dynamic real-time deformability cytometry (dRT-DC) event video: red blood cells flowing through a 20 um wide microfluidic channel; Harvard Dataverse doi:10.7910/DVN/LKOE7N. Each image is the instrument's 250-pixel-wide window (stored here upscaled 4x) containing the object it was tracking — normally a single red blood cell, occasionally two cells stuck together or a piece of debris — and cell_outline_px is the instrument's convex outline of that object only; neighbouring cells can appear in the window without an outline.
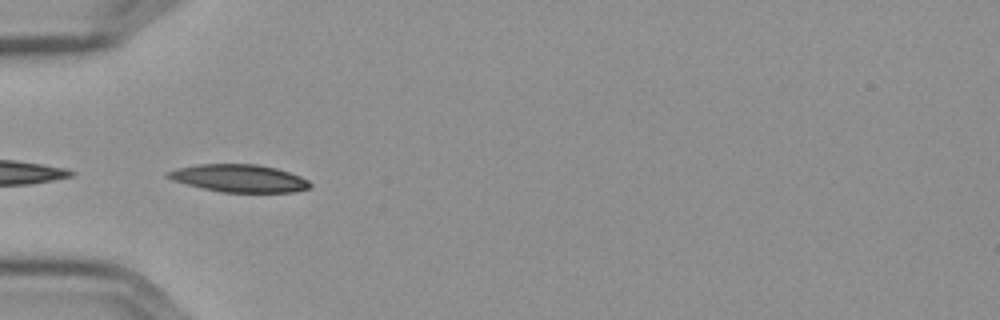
{"species": "Egyptian fruit bat (a non-hibernating species)", "species_latin": "Rousettus aegyptiacus", "temperature_condition": "cold", "stored_images_in_passage": 34, "camera_frame_rate_fps": 3000, "um_per_image_px": 0.085, "frame": {"image": 1, "passage_image": 1, "time_ms": 0.0, "image_size_px": [1000, 320], "cell_outline_px": [[312, 184], [308, 188], [296, 192], [220, 192], [172, 180], [164, 176], [164, 172], [176, 168], [196, 164], [256, 164], [276, 168], [300, 176], [308, 180]], "centroid_in_image_um": [20.29, 15.15], "position_along_channel_um": 64.7, "area_um2": 22.89}}
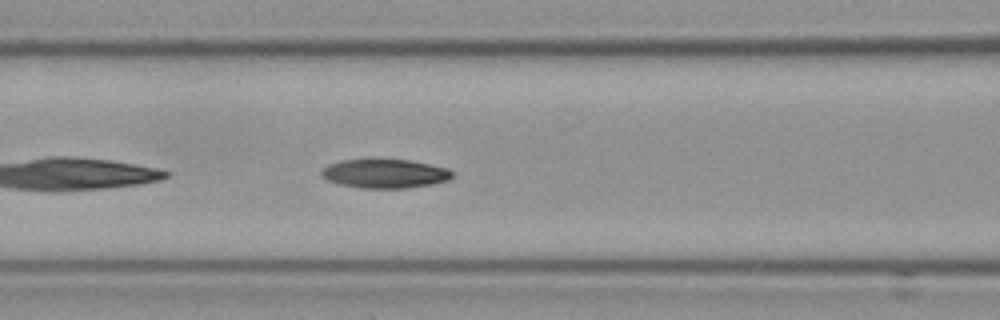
{"frame": {"image": 2, "passage_image": 7, "time_ms": 2.0, "image_size_px": [1000, 320], "cell_outline_px": [[452, 176], [448, 180], [432, 184], [408, 188], [360, 188], [340, 184], [328, 180], [320, 176], [320, 172], [328, 164], [340, 160], [412, 160], [448, 168], [452, 172]], "centroid_in_image_um": [32.7, 14.76], "position_along_channel_um": 133.9, "area_um2": 22.02}}
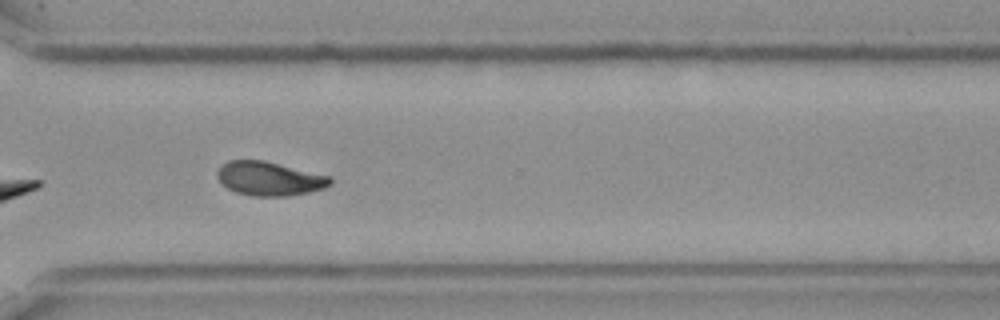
{"frame": {"image": 3, "passage_image": 25, "time_ms": 8.0, "image_size_px": [1000, 320], "cell_outline_px": [[332, 184], [324, 188], [308, 192], [288, 196], [252, 196], [236, 192], [228, 188], [216, 176], [216, 172], [228, 160], [264, 160], [332, 176]], "centroid_in_image_um": [22.94, 15.18], "position_along_channel_um": 347.7, "area_um2": 22.37}, "authors_computed_cell_mechanics": {"area_um2": 21.675, "velocity_mm_per_s": 3.5641, "shape_relaxation_time_tau1_ms": null, "shape_relaxation_time_tau2_ms": 5.1852, "deformation_change_tau1": null, "deformation_change_tau2": 0.0953}}